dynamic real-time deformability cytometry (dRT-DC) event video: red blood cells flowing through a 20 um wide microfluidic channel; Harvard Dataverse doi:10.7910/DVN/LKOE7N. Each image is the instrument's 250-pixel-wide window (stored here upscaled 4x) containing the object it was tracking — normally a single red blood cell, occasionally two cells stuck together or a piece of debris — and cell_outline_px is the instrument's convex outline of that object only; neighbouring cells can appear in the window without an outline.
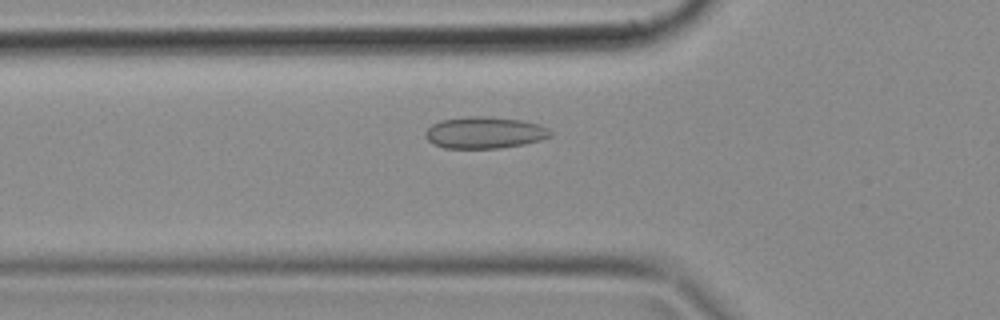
{"species": "common noctule bat (a hibernating species)", "species_latin": "Nyctalus noctula", "temperature_condition": "cold", "stored_images_in_passage": 35, "camera_frame_rate_fps": 3000, "um_per_image_px": 0.085, "animal": {"sex": "female", "body_mass_g": 18.4}, "frame": {"image": 1, "passage_image": 2, "time_ms": 0.333, "image_size_px": [1000, 320], "cell_outline_px": [[552, 136], [540, 140], [524, 144], [500, 148], [444, 148], [432, 144], [424, 136], [424, 132], [432, 124], [440, 120], [468, 116], [488, 116], [520, 120], [540, 124], [548, 128], [552, 132]], "centroid_in_image_um": [41.18, 11.27], "position_along_channel_um": 84.6, "area_um2": 23.29}}
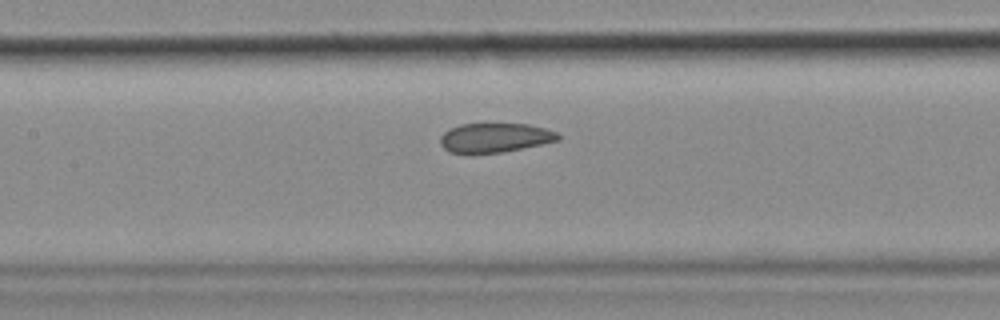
{"frame": {"image": 2, "passage_image": 8, "time_ms": 2.333, "image_size_px": [1000, 320], "cell_outline_px": [[560, 140], [504, 152], [448, 152], [440, 144], [440, 136], [444, 132], [460, 124], [528, 124], [560, 132]], "centroid_in_image_um": [42.11, 11.69], "position_along_channel_um": 165.3, "area_um2": 19.94}}
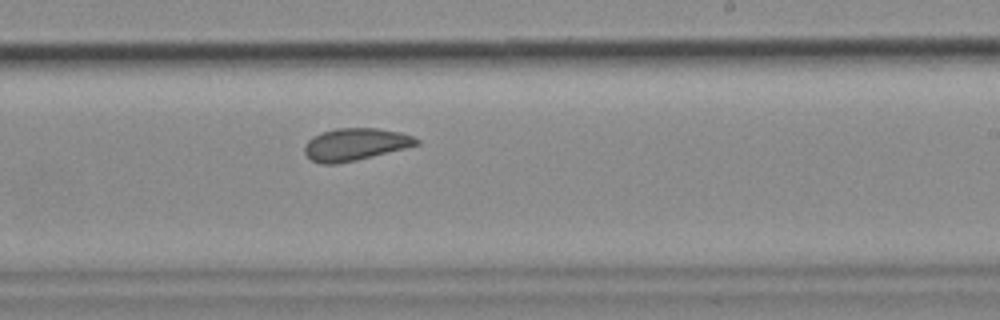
{"frame": {"image": 3, "passage_image": 15, "time_ms": 4.667, "image_size_px": [1000, 320], "cell_outline_px": [[420, 144], [356, 160], [336, 164], [320, 164], [312, 160], [304, 152], [304, 144], [312, 136], [336, 128], [376, 128], [400, 132], [412, 136], [420, 140]], "centroid_in_image_um": [30.17, 12.27], "position_along_channel_um": 258.8, "area_um2": 20.92}}